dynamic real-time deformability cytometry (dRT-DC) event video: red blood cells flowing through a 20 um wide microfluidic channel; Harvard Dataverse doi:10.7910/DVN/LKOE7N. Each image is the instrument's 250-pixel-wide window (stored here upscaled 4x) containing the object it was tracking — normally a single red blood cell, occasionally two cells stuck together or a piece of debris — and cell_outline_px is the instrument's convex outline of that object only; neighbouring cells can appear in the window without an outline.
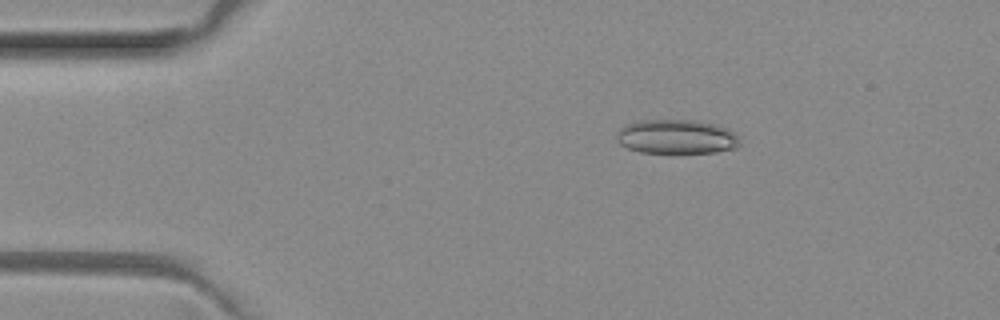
{"species": "common noctule bat (a hibernating species)", "species_latin": "Nyctalus noctula", "temperature_condition": "room temperature", "stored_images_in_passage": 5, "camera_frame_rate_fps": 3000, "um_per_image_px": 0.085, "animal": {"sex": "female", "body_mass_g": 29.2, "forearm_length_mm": 56.3}, "frame": {"image": 1, "passage_image": 1, "time_ms": 0.0, "image_size_px": [1000, 320], "cell_outline_px": [[740, 144], [736, 148], [716, 152], [676, 156], [640, 152], [628, 148], [620, 144], [616, 140], [616, 132], [620, 128], [636, 120], [696, 120], [716, 124], [728, 128], [736, 132]], "centroid_in_image_um": [57.51, 11.67], "position_along_channel_um": 27.5, "area_um2": 25.84}}
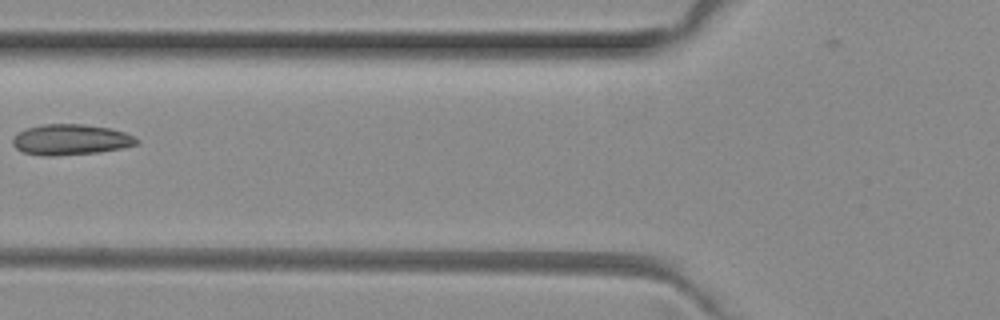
{"frame": {"image": 2, "passage_image": 4, "time_ms": 1.0, "image_size_px": [1000, 320], "cell_outline_px": [[140, 140], [136, 144], [120, 148], [100, 152], [56, 156], [44, 156], [24, 152], [16, 148], [12, 144], [12, 140], [20, 132], [28, 128], [44, 124], [84, 124], [112, 128], [124, 132]], "centroid_in_image_um": [6.02, 11.87], "position_along_channel_um": 119.8, "area_um2": 22.02}}
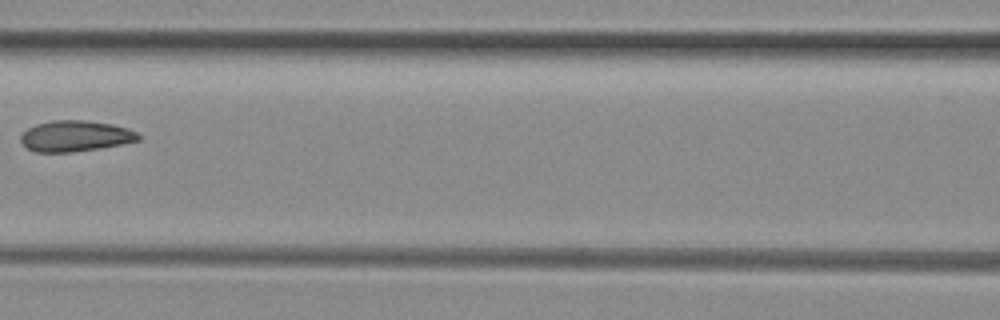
{"frame": {"image": 3, "passage_image": 5, "time_ms": 1.333, "image_size_px": [1000, 320], "cell_outline_px": [[140, 140], [100, 148], [72, 152], [36, 152], [28, 148], [20, 140], [20, 136], [28, 128], [36, 124], [52, 120], [88, 120], [112, 124], [128, 128], [136, 132], [140, 136]], "centroid_in_image_um": [6.41, 11.55], "position_along_channel_um": 160.2, "area_um2": 21.15}}